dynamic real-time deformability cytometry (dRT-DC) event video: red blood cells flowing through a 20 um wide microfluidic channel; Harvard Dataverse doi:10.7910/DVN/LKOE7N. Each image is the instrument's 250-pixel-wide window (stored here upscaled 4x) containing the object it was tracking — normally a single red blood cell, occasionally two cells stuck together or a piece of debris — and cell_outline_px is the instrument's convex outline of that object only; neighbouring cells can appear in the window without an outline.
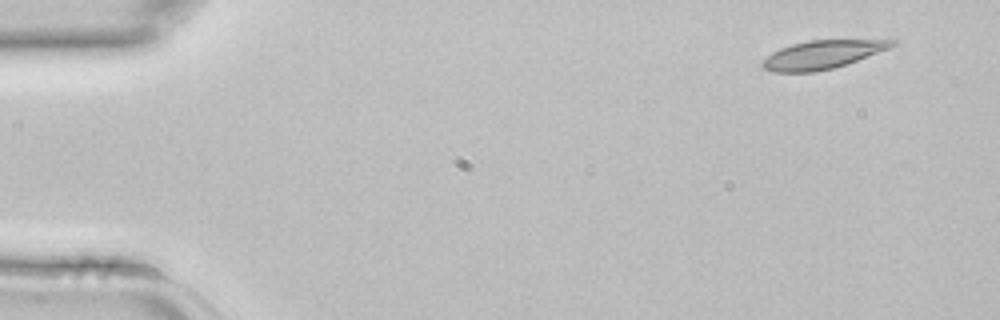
{"species": "common noctule bat (a hibernating species)", "species_latin": "Nyctalus noctula", "temperature_condition": "room temperature", "stored_images_in_passage": 5, "camera_frame_rate_fps": 3000, "um_per_image_px": 0.085, "animal": {"sex": "female", "body_mass_g": 22.7, "forearm_length_mm": 54.2}, "frame": {"image": 1, "passage_image": 1, "time_ms": 0.0, "image_size_px": [1000, 320], "cell_outline_px": [[896, 44], [888, 48], [856, 60], [832, 68], [816, 72], [772, 72], [764, 68], [760, 64], [772, 52], [780, 48], [792, 44], [808, 40], [896, 40]], "centroid_in_image_um": [69.83, 4.64], "position_along_channel_um": 15.2, "area_um2": 20.98}}
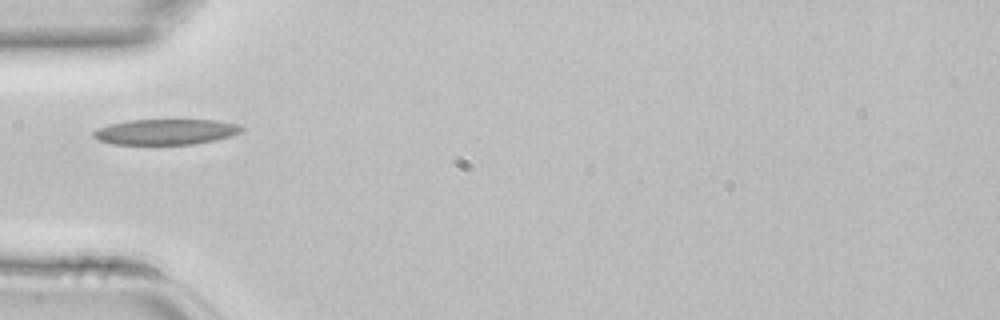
{"frame": {"image": 2, "passage_image": 4, "time_ms": 1.0, "image_size_px": [1000, 320], "cell_outline_px": [[244, 128], [240, 132], [232, 136], [216, 140], [192, 144], [112, 144], [100, 140], [92, 136], [92, 132], [108, 124], [132, 120], [220, 120], [236, 124]], "centroid_in_image_um": [14.11, 11.2], "position_along_channel_um": 70.9, "area_um2": 21.96}}